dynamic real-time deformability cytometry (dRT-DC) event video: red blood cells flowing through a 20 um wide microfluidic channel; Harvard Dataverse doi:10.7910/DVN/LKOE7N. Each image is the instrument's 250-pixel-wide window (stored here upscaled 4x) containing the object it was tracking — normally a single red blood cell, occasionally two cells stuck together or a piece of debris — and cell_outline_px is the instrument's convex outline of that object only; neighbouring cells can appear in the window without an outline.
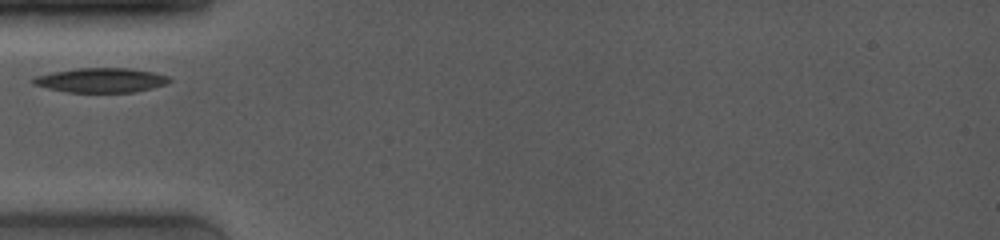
{"species": "common noctule bat (a hibernating species)", "species_latin": "Nyctalus noctula", "temperature_condition": "room temperature", "stored_images_in_passage": 6, "camera_frame_rate_fps": 4000, "um_per_image_px": 0.085, "animal": {"sex": "female", "body_mass_g": 19.0, "forearm_length_mm": 53.3}, "frame": {"image": 1, "passage_image": 2, "time_ms": 0.75, "image_size_px": [1000, 240], "cell_outline_px": [[172, 80], [164, 84], [152, 88], [136, 92], [68, 92], [48, 88], [32, 84], [28, 80], [32, 76], [52, 72], [76, 68], [132, 68], [152, 72], [168, 76]], "centroid_in_image_um": [8.52, 6.81], "position_along_channel_um": 76.5, "area_um2": 19.59}}
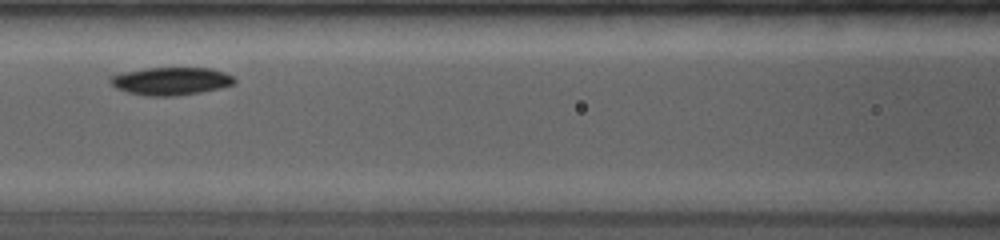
{"frame": {"image": 2, "passage_image": 5, "time_ms": 2.75, "image_size_px": [1000, 240], "cell_outline_px": [[236, 84], [220, 88], [200, 92], [176, 96], [148, 96], [128, 92], [116, 88], [108, 80], [112, 76], [124, 72], [148, 68], [208, 68], [224, 72], [232, 76], [236, 80]], "centroid_in_image_um": [14.56, 6.9], "position_along_channel_um": 152.0, "area_um2": 20.0}}